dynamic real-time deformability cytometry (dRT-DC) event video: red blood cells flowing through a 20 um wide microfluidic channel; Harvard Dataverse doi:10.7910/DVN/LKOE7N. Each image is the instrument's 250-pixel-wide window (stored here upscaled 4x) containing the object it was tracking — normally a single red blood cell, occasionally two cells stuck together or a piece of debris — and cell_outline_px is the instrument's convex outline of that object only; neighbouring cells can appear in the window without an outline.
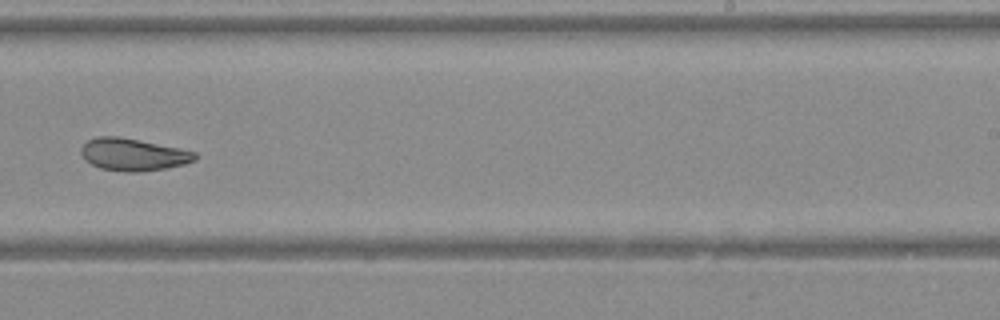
{"species": "Egyptian fruit bat (a non-hibernating species)", "species_latin": "Rousettus aegyptiacus", "temperature_condition": "warm", "stored_images_in_passage": 33, "camera_frame_rate_fps": 3000, "um_per_image_px": 0.085, "animal": {"sex": "female"}, "frame": {"image": 1, "passage_image": 19, "time_ms": 6.0, "image_size_px": [1000, 320], "cell_outline_px": [[200, 156], [196, 160], [184, 164], [168, 168], [140, 172], [124, 172], [100, 168], [84, 160], [80, 152], [80, 148], [88, 140], [96, 136], [116, 136], [180, 148], [196, 152]], "centroid_in_image_um": [11.33, 13.14], "position_along_channel_um": 277.7, "area_um2": 21.62}}
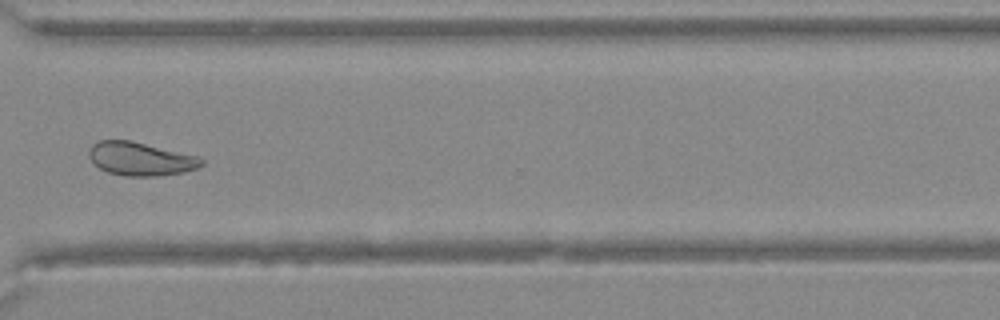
{"frame": {"image": 2, "passage_image": 24, "time_ms": 7.667, "image_size_px": [1000, 320], "cell_outline_px": [[204, 164], [196, 168], [184, 172], [160, 176], [124, 176], [108, 172], [100, 168], [88, 156], [88, 148], [92, 144], [100, 140], [132, 140], [196, 156], [204, 160]], "centroid_in_image_um": [11.92, 13.5], "position_along_channel_um": 358.7, "area_um2": 21.91}}